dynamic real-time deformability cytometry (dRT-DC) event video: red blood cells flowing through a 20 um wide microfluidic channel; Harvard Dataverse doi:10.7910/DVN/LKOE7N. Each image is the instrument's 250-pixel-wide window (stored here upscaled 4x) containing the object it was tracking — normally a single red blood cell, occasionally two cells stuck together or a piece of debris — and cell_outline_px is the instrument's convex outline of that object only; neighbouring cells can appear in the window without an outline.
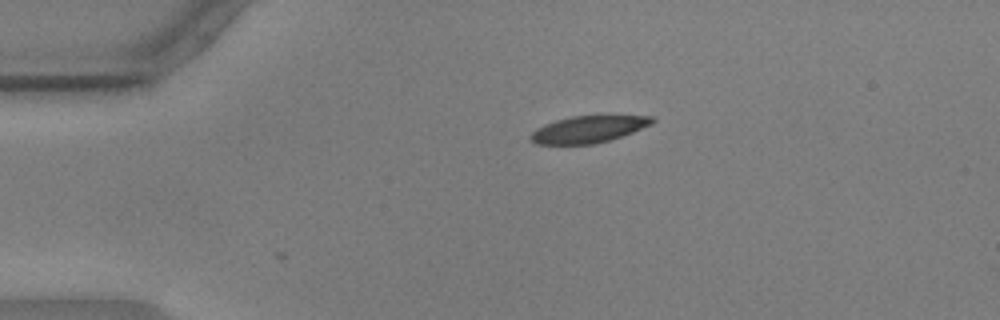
{"species": "common noctule bat (a hibernating species)", "species_latin": "Nyctalus noctula", "temperature_condition": "warm", "stored_images_in_passage": 2, "camera_frame_rate_fps": 3000, "um_per_image_px": 0.085, "animal": {"sex": "male", "body_mass_g": 17.9, "forearm_length_mm": 54.2}, "frame": {"image": 1, "passage_image": 2, "time_ms": 0.333, "image_size_px": [1000, 320], "cell_outline_px": [[656, 120], [652, 124], [632, 132], [608, 140], [592, 144], [536, 144], [528, 136], [536, 128], [544, 124], [556, 120], [572, 116], [652, 116]], "centroid_in_image_um": [49.98, 10.98], "position_along_channel_um": 35.0, "area_um2": 18.79}}